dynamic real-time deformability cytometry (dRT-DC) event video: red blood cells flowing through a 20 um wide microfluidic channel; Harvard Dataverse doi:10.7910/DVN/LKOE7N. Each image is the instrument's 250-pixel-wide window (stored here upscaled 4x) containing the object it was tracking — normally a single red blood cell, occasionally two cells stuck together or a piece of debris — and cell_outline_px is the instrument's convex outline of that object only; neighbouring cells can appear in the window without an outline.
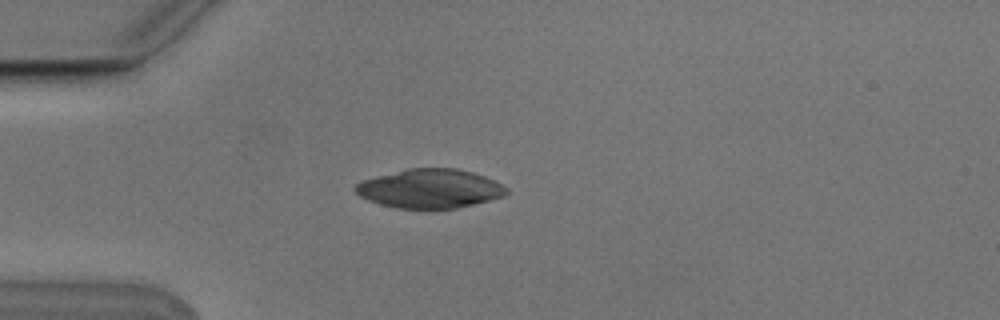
{"species": "Egyptian fruit bat (a non-hibernating species)", "species_latin": "Rousettus aegyptiacus", "temperature_condition": "cold", "stored_images_in_passage": 5, "camera_frame_rate_fps": 3000, "um_per_image_px": 0.085, "animal": {"sex": "male"}, "frame": {"image": 1, "passage_image": 4, "time_ms": 1.0, "image_size_px": [1000, 320], "cell_outline_px": [[508, 192], [504, 196], [456, 208], [428, 212], [396, 208], [380, 204], [368, 200], [360, 196], [352, 188], [360, 180], [408, 168], [456, 168], [472, 172], [484, 176], [508, 188]], "centroid_in_image_um": [36.49, 16.07], "position_along_channel_um": 48.5, "area_um2": 35.03}}